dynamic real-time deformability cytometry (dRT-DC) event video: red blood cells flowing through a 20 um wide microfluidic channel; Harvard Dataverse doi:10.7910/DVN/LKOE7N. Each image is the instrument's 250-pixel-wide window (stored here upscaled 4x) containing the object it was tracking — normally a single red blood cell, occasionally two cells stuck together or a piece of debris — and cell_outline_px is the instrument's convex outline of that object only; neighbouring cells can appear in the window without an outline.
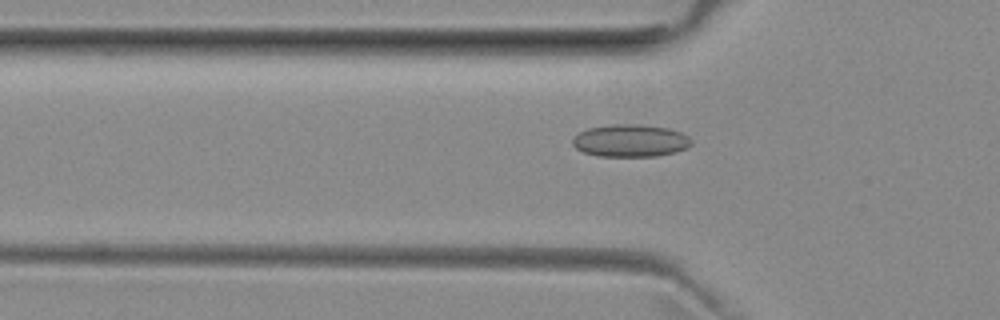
{"species": "common noctule bat (a hibernating species)", "species_latin": "Nyctalus noctula", "temperature_condition": "room temperature", "stored_images_in_passage": 45, "camera_frame_rate_fps": 3000, "um_per_image_px": 0.085, "animal": {"sex": "female", "body_mass_g": 29.2, "forearm_length_mm": 56.3}, "frame": {"image": 1, "passage_image": 10, "time_ms": 3.0, "image_size_px": [1000, 320], "cell_outline_px": [[692, 144], [688, 148], [676, 152], [656, 156], [596, 156], [584, 152], [576, 148], [572, 144], [572, 140], [580, 132], [588, 128], [612, 124], [640, 124], [668, 128], [680, 132], [688, 136], [692, 140]], "centroid_in_image_um": [53.61, 11.96], "position_along_channel_um": 72.2, "area_um2": 22.54}}
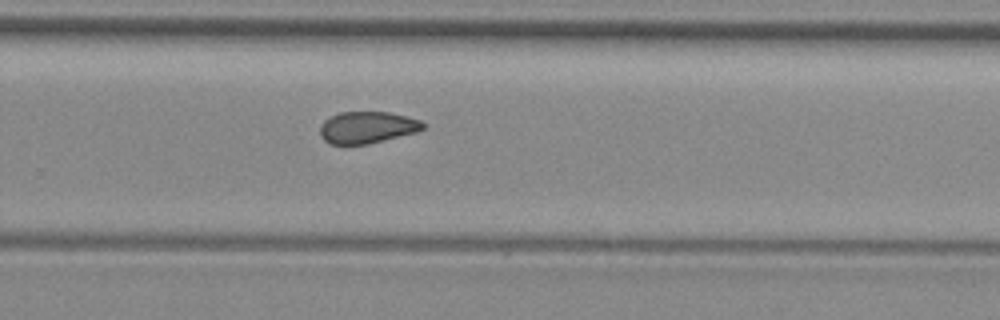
{"frame": {"image": 2, "passage_image": 27, "time_ms": 8.667, "image_size_px": [1000, 320], "cell_outline_px": [[424, 128], [420, 132], [368, 144], [328, 144], [320, 136], [320, 124], [324, 120], [340, 112], [388, 112], [420, 120], [424, 124]], "centroid_in_image_um": [31.21, 10.84], "position_along_channel_um": 298.6, "area_um2": 19.19}}
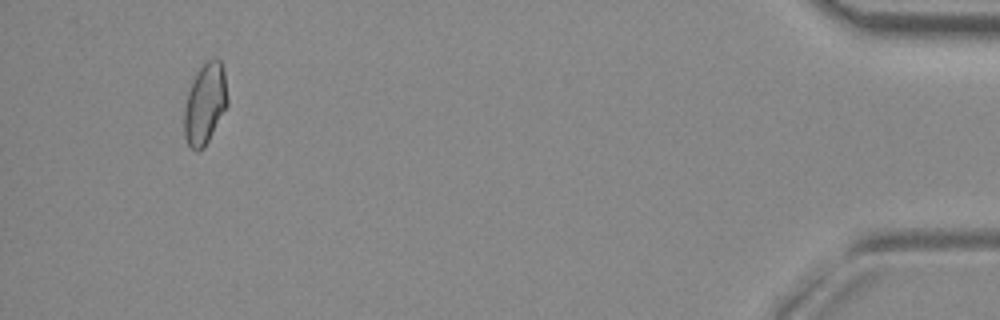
{"frame": {"image": 3, "passage_image": 42, "time_ms": 13.667, "image_size_px": [1000, 320], "cell_outline_px": [[228, 104], [204, 148], [196, 152], [188, 144], [184, 136], [184, 108], [188, 92], [192, 80], [196, 72], [208, 60], [220, 60], [224, 68], [228, 100]], "centroid_in_image_um": [17.42, 8.83], "position_along_channel_um": 417.8, "area_um2": 20.35}, "authors_computed_cell_mechanics": {"area_um2": 20.23, "velocity_mm_per_s": 3.993, "shape_relaxation_time_tau1_ms": null, "shape_relaxation_time_tau2_ms": 3.8749, "deformation_change_tau1": null, "deformation_change_tau2": 0.0866}}